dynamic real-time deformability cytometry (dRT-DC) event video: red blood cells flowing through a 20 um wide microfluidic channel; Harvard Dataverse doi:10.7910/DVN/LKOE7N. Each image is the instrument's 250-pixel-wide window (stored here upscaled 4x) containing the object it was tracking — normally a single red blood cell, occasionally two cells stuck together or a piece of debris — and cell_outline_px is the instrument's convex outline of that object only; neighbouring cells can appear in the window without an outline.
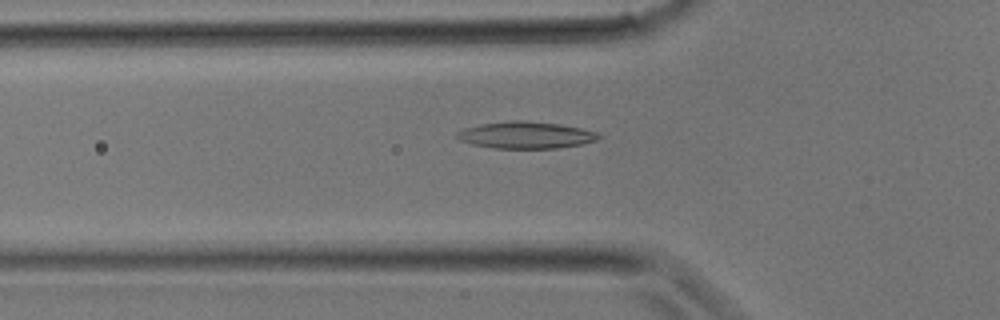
{"species": "common noctule bat (a hibernating species)", "species_latin": "Nyctalus noctula", "temperature_condition": "room temperature", "stored_images_in_passage": 20, "camera_frame_rate_fps": 3000, "um_per_image_px": 0.085, "animal": {"sex": "male", "body_mass_g": 17.9}, "frame": {"image": 1, "passage_image": 3, "time_ms": 0.667, "image_size_px": [1000, 320], "cell_outline_px": [[604, 136], [596, 140], [584, 144], [556, 148], [492, 148], [472, 144], [460, 140], [456, 136], [456, 132], [464, 128], [480, 124], [512, 120], [524, 120], [560, 124], [600, 132]], "centroid_in_image_um": [44.73, 11.48], "position_along_channel_um": 81.1, "area_um2": 22.37}}
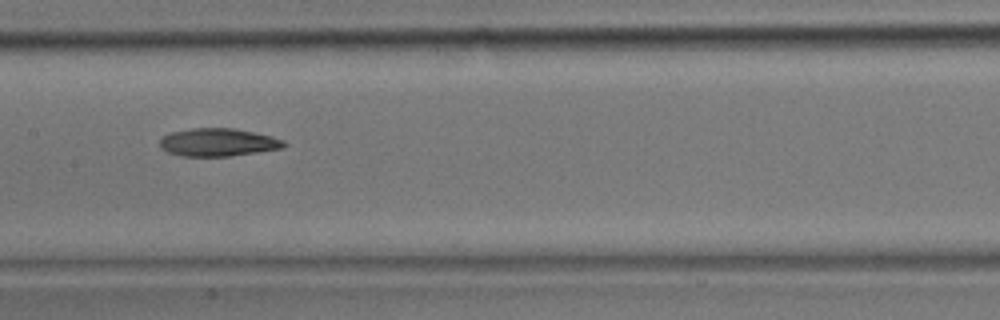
{"frame": {"image": 2, "passage_image": 8, "time_ms": 2.333, "image_size_px": [1000, 320], "cell_outline_px": [[288, 144], [284, 148], [228, 156], [180, 156], [168, 152], [160, 148], [160, 140], [164, 136], [172, 132], [192, 128], [232, 128], [272, 136], [284, 140]], "centroid_in_image_um": [18.55, 12.1], "position_along_channel_um": 188.9, "area_um2": 20.11}}
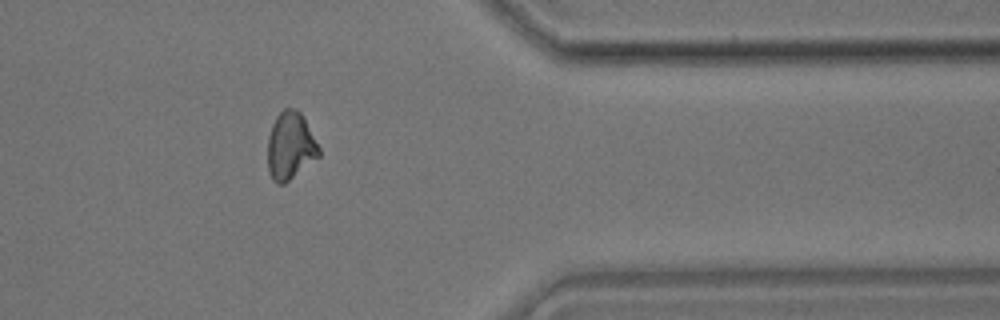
{"frame": {"image": 3, "passage_image": 18, "time_ms": 5.667, "image_size_px": [1000, 320], "cell_outline_px": [[320, 156], [284, 184], [276, 184], [272, 180], [268, 168], [268, 136], [272, 124], [276, 116], [284, 108], [296, 108], [300, 112], [320, 148]], "centroid_in_image_um": [24.67, 12.41], "position_along_channel_um": 386.7, "area_um2": 20.11}}